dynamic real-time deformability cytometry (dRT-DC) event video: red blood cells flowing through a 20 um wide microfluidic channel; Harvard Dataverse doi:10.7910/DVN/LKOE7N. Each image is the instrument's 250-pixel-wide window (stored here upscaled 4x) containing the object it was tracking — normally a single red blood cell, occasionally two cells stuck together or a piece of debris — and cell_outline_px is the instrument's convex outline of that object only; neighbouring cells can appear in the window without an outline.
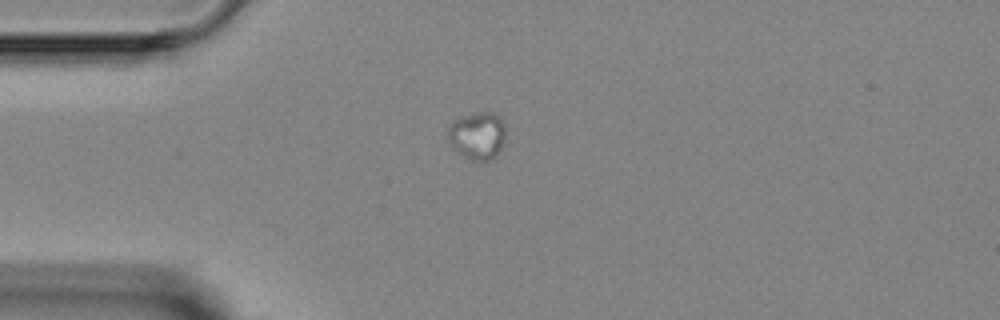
{"species": "Egyptian fruit bat (a non-hibernating species)", "species_latin": "Rousettus aegyptiacus", "temperature_condition": "room temperature", "stored_images_in_passage": 1, "camera_frame_rate_fps": 3000, "um_per_image_px": 0.085, "animal": {"sex": "female"}, "frame": {"image": 1, "passage_image": 1, "time_ms": 0.0, "image_size_px": [1000, 320], "cell_outline_px": [[504, 136], [500, 148], [488, 160], [472, 160], [460, 152], [452, 144], [448, 136], [448, 128], [452, 120], [472, 112], [496, 112], [504, 124]], "centroid_in_image_um": [40.57, 11.45], "position_along_channel_um": 44.4, "area_um2": 15.49}}